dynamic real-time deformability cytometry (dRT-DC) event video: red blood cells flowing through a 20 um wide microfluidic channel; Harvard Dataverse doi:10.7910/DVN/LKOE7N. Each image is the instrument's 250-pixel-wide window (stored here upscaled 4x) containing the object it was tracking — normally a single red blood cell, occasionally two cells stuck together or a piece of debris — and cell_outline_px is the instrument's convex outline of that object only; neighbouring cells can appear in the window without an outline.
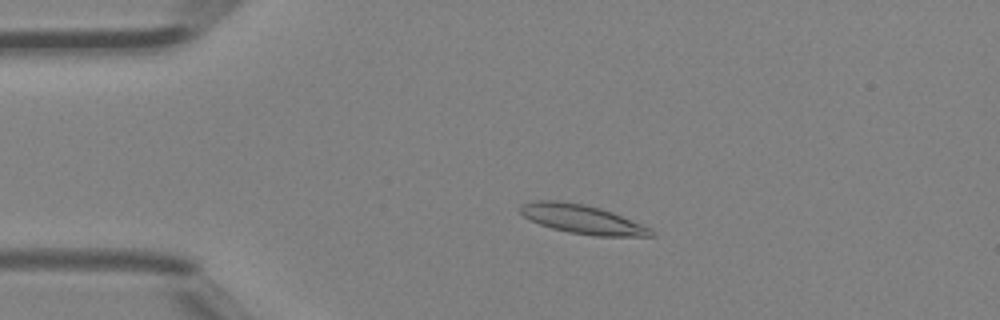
{"species": "Egyptian fruit bat (a non-hibernating species)", "species_latin": "Rousettus aegyptiacus", "temperature_condition": "room temperature", "stored_images_in_passage": 4, "camera_frame_rate_fps": 3000, "um_per_image_px": 0.085, "animal": {"sex": "female"}, "frame": {"image": 1, "passage_image": 3, "time_ms": 0.667, "image_size_px": [1000, 320], "cell_outline_px": [[656, 236], [596, 236], [568, 232], [552, 228], [540, 224], [524, 216], [520, 212], [520, 204], [536, 200], [556, 200], [584, 204], [600, 208], [612, 212], [652, 228], [656, 232]], "centroid_in_image_um": [49.52, 18.63], "position_along_channel_um": 35.5, "area_um2": 22.08}}